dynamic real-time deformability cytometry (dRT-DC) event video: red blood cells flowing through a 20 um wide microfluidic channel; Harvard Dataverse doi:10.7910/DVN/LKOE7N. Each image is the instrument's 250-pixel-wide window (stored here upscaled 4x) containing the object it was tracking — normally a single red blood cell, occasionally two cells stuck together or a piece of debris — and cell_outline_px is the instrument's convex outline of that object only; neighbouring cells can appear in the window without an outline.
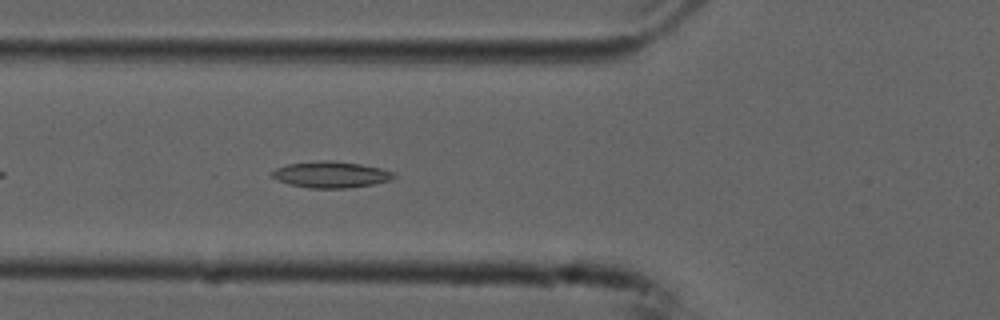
{"species": "common noctule bat (a hibernating species)", "species_latin": "Nyctalus noctula", "temperature_condition": "cold", "stored_images_in_passage": 35, "camera_frame_rate_fps": 3000, "um_per_image_px": 0.085, "animal": {"sex": "male", "forearm_length_mm": 52.5}, "frame": {"image": 1, "passage_image": 7, "time_ms": 2.0, "image_size_px": [1000, 320], "cell_outline_px": [[396, 176], [392, 180], [372, 184], [348, 188], [308, 188], [288, 184], [272, 176], [272, 172], [276, 168], [288, 164], [324, 160], [328, 160], [360, 164], [380, 168], [396, 172]], "centroid_in_image_um": [28.17, 14.84], "position_along_channel_um": 97.6, "area_um2": 18.55}}
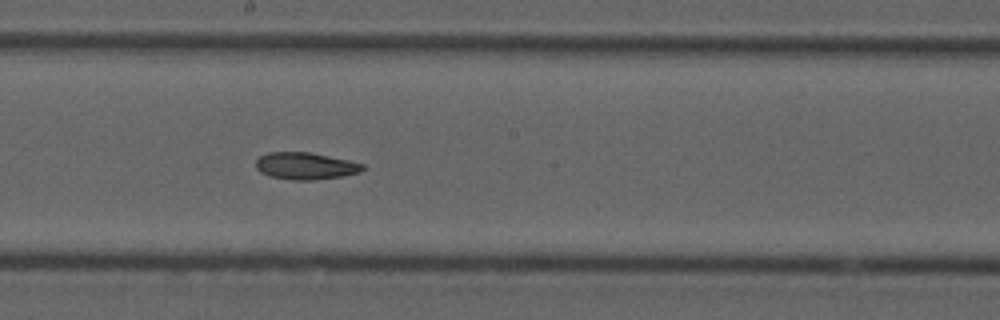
{"frame": {"image": 2, "passage_image": 17, "time_ms": 5.333, "image_size_px": [1000, 320], "cell_outline_px": [[364, 168], [360, 172], [340, 176], [316, 180], [292, 180], [268, 176], [260, 172], [256, 168], [256, 160], [260, 156], [268, 152], [308, 152], [348, 160], [364, 164]], "centroid_in_image_um": [25.93, 14.11], "position_along_channel_um": 222.3, "area_um2": 16.76}}
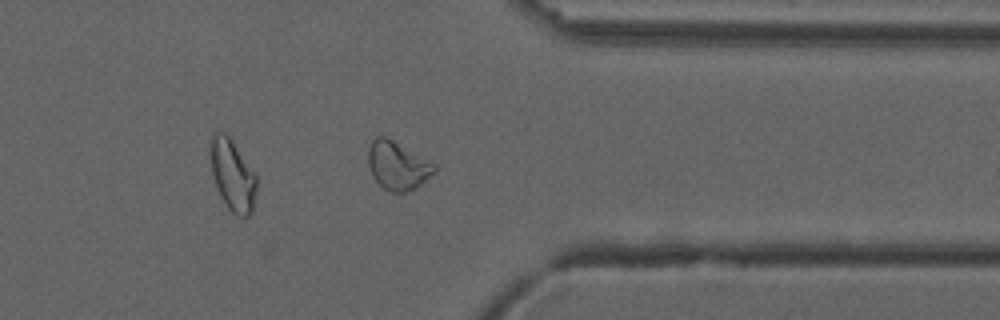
{"frame": {"image": 3, "passage_image": 30, "time_ms": 9.667, "image_size_px": [1000, 320], "cell_outline_px": [[436, 172], [416, 188], [404, 192], [392, 192], [384, 188], [372, 176], [368, 164], [368, 148], [372, 140], [376, 136], [384, 136], [392, 140], [436, 164]], "centroid_in_image_um": [33.8, 14.08], "position_along_channel_um": 377.6, "area_um2": 18.5}}